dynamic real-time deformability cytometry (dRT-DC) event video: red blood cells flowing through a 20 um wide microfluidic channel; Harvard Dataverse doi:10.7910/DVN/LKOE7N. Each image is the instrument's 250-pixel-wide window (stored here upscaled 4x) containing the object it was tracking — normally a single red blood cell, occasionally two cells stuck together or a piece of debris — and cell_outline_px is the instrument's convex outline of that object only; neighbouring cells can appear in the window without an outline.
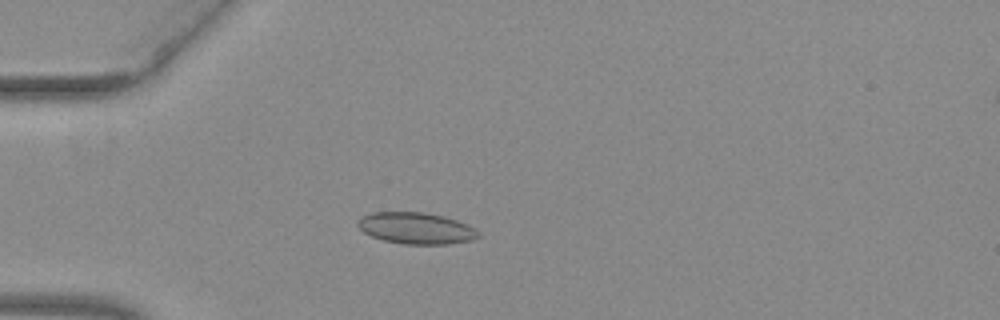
{"species": "common noctule bat (a hibernating species)", "species_latin": "Nyctalus noctula", "temperature_condition": "warm", "stored_images_in_passage": 44, "camera_frame_rate_fps": 3000, "um_per_image_px": 0.085, "animal": {"sex": "female", "body_mass_g": 29.2, "forearm_length_mm": 56.3}, "frame": {"image": 1, "passage_image": 7, "time_ms": 2.0, "image_size_px": [1000, 320], "cell_outline_px": [[480, 236], [472, 240], [448, 244], [404, 244], [384, 240], [372, 236], [364, 232], [356, 224], [364, 216], [372, 212], [424, 212], [444, 216], [468, 224], [480, 232]], "centroid_in_image_um": [35.41, 19.4], "position_along_channel_um": 49.6, "area_um2": 22.02}}
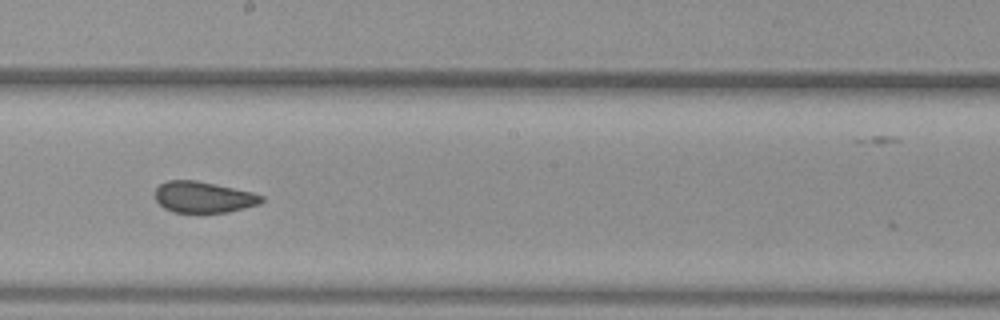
{"frame": {"image": 2, "passage_image": 22, "time_ms": 7.0, "image_size_px": [1000, 320], "cell_outline_px": [[264, 200], [260, 204], [228, 212], [172, 212], [164, 208], [156, 200], [156, 188], [160, 184], [168, 180], [196, 180], [216, 184], [252, 192], [264, 196]], "centroid_in_image_um": [17.31, 16.75], "position_along_channel_um": 230.9, "area_um2": 19.31}}
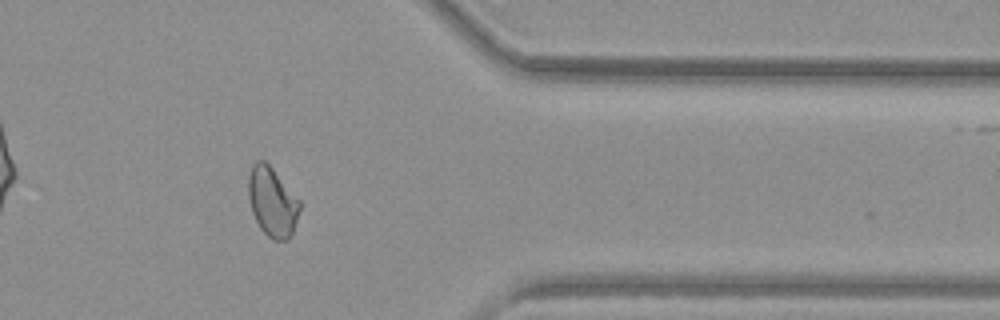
{"frame": {"image": 3, "passage_image": 35, "time_ms": 11.333, "image_size_px": [1000, 320], "cell_outline_px": [[300, 208], [292, 232], [288, 240], [272, 240], [260, 228], [252, 212], [248, 196], [248, 176], [252, 164], [256, 160], [264, 160], [272, 168], [300, 200]], "centroid_in_image_um": [23.12, 17.14], "position_along_channel_um": 388.3, "area_um2": 20.63}, "authors_computed_cell_mechanics": {"area_um2": 20.6346, "velocity_mm_per_s": 3.9676, "shape_relaxation_time_tau1_ms": null, "shape_relaxation_time_tau2_ms": 1.374, "deformation_change_tau1": null, "deformation_change_tau2": 0.0549}}